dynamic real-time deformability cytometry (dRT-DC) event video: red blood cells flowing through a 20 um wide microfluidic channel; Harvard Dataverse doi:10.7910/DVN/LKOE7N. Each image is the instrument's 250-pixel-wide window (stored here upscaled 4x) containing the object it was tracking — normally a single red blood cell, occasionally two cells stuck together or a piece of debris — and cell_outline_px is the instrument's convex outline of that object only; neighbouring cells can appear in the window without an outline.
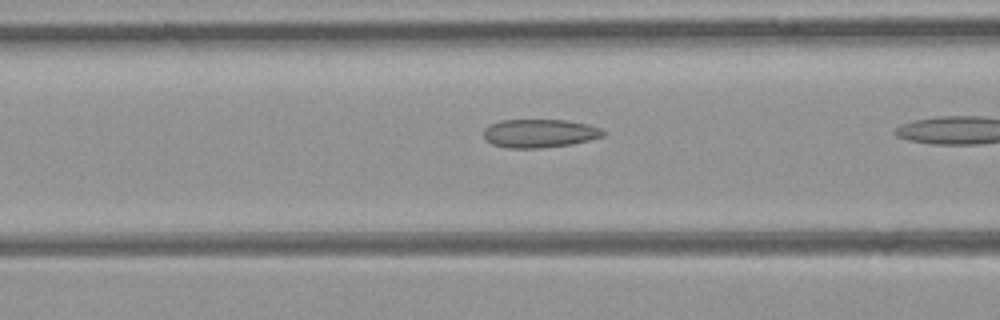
{"species": "common noctule bat (a hibernating species)", "species_latin": "Nyctalus noctula", "temperature_condition": "room temperature", "stored_images_in_passage": 15, "camera_frame_rate_fps": 3000, "um_per_image_px": 0.085, "animal": {"sex": "female", "body_mass_g": 21.9}, "frame": {"image": 1, "passage_image": 13, "time_ms": 4.0, "image_size_px": [1000, 320], "cell_outline_px": [[604, 136], [572, 144], [540, 148], [504, 148], [492, 144], [484, 140], [484, 128], [500, 120], [568, 120], [588, 124], [600, 128], [604, 132]], "centroid_in_image_um": [45.83, 11.34], "position_along_channel_um": 120.8, "area_um2": 19.88}}